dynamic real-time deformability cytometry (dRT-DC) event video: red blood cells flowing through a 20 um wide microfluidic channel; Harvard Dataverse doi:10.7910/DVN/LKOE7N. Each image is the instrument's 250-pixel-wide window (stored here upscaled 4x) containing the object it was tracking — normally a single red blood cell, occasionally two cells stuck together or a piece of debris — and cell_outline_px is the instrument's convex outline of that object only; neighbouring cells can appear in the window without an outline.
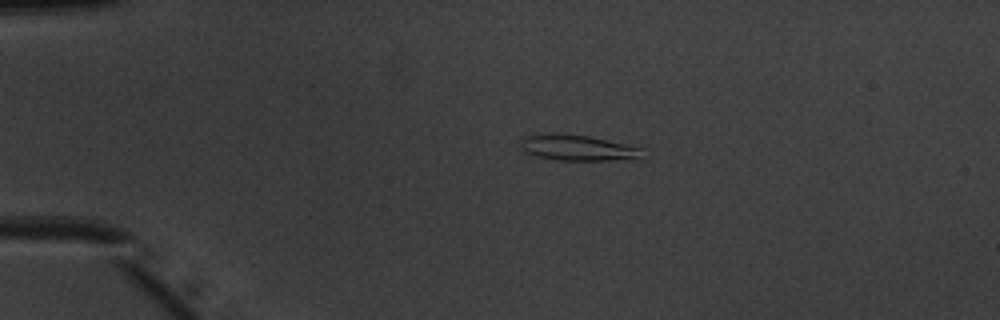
{"species": "common noctule bat (a hibernating species)", "species_latin": "Nyctalus noctula", "temperature_condition": "warm", "stored_images_in_passage": 40, "camera_frame_rate_fps": 3000, "um_per_image_px": 0.085, "animal": {"sex": "male", "body_mass_g": 20.1, "forearm_length_mm": 53.5}, "frame": {"image": 1, "passage_image": 1, "time_ms": 0.0, "image_size_px": [1000, 320], "cell_outline_px": [[644, 148], [640, 160], [556, 160], [536, 156], [528, 152], [520, 144], [520, 140], [528, 136], [588, 136]], "centroid_in_image_um": [49.28, 12.62], "position_along_channel_um": 35.7, "area_um2": 17.46}}
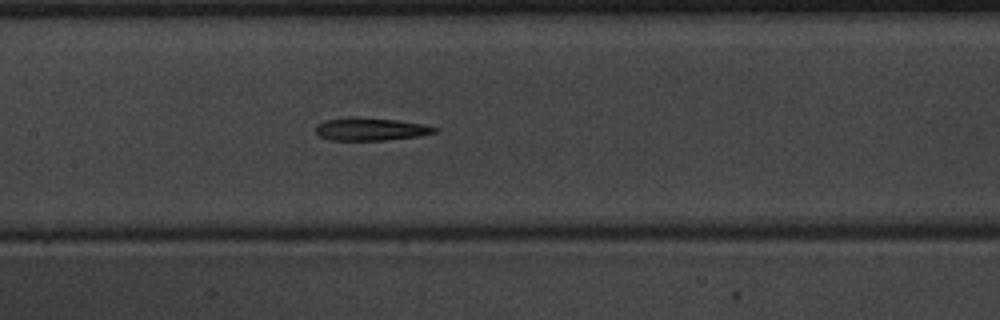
{"frame": {"image": 2, "passage_image": 15, "time_ms": 4.667, "image_size_px": [1000, 320], "cell_outline_px": [[440, 128], [436, 132], [420, 136], [384, 140], [332, 140], [320, 136], [316, 132], [316, 124], [324, 120], [352, 116], [356, 116], [396, 120], [424, 124]], "centroid_in_image_um": [31.51, 10.96], "position_along_channel_um": 175.9, "area_um2": 15.95}}
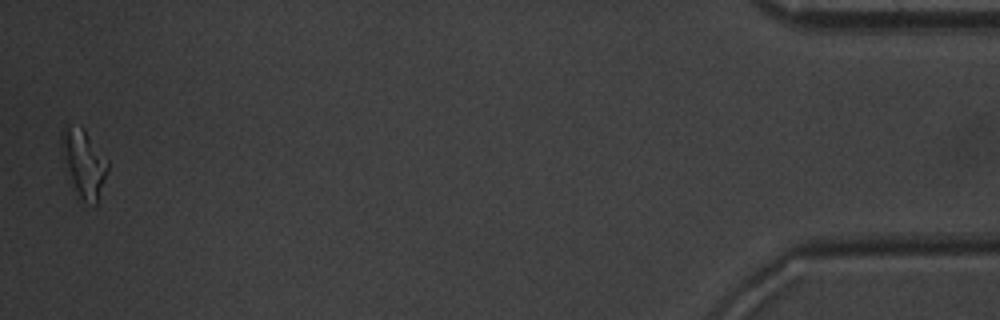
{"frame": {"image": 3, "passage_image": 40, "time_ms": 13.0, "image_size_px": [1000, 320], "cell_outline_px": [[108, 168], [96, 204], [76, 200], [60, 140], [60, 132], [64, 124], [80, 124], [84, 128], [108, 160]], "centroid_in_image_um": [7.1, 13.83], "position_along_channel_um": 428.1, "area_um2": 18.32}, "authors_computed_cell_mechanics": {"area_um2": 16.2707, "velocity_mm_per_s": 4.022, "shape_relaxation_time_tau1_ms": 4.8591, "shape_relaxation_time_tau2_ms": null, "deformation_change_tau1": 0.1949, "deformation_change_tau2": null}}